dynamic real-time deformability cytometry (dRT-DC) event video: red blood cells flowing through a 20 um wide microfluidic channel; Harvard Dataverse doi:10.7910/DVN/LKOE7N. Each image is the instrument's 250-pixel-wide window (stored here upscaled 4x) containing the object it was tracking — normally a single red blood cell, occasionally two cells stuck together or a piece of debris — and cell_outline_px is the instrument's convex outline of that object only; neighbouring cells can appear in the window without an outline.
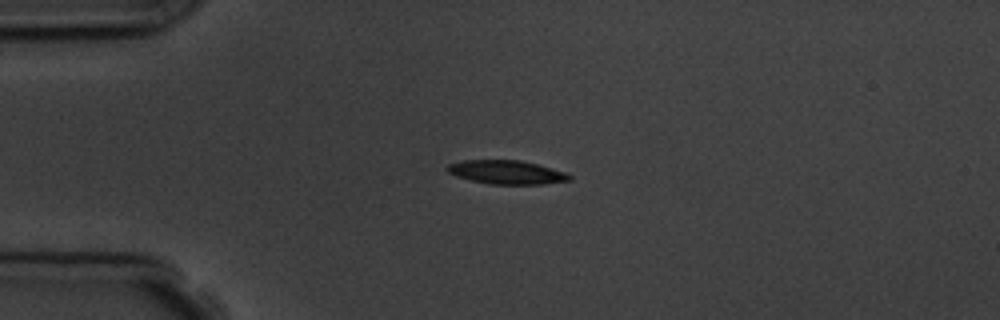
{"species": "common noctule bat (a hibernating species)", "species_latin": "Nyctalus noctula", "temperature_condition": "room temperature", "stored_images_in_passage": 4, "camera_frame_rate_fps": 3000, "um_per_image_px": 0.085, "animal": {"sex": "male", "body_mass_g": 19.5, "forearm_length_mm": 54.6}, "frame": {"image": 1, "passage_image": 3, "time_ms": 3.0, "image_size_px": [1000, 320], "cell_outline_px": [[572, 180], [544, 184], [488, 184], [456, 176], [448, 172], [444, 168], [448, 164], [460, 160], [520, 160], [536, 164], [564, 172], [572, 176]], "centroid_in_image_um": [43.02, 14.64], "position_along_channel_um": 42.0, "area_um2": 16.88}}